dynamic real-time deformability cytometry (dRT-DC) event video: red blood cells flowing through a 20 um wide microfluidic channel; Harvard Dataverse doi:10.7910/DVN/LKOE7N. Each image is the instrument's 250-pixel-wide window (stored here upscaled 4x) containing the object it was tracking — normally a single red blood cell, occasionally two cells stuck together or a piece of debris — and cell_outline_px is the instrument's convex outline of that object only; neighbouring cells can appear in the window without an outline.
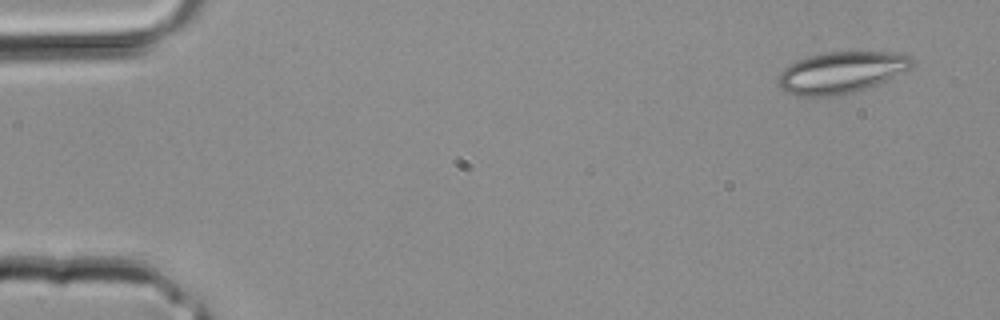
{"species": "common noctule bat (a hibernating species)", "species_latin": "Nyctalus noctula", "temperature_condition": "room temperature", "stored_images_in_passage": 4, "segment_of_instrument_passage": [1, 2], "camera_frame_rate_fps": 3000, "um_per_image_px": 0.085, "animal": {"sex": "male", "body_mass_g": 20.4}, "frame": {"image": 1, "passage_image": 1, "time_ms": 0.0, "image_size_px": [1000, 320], "cell_outline_px": [[916, 64], [912, 68], [888, 80], [852, 92], [836, 96], [796, 96], [784, 92], [780, 88], [776, 80], [776, 76], [788, 64], [796, 60], [808, 56], [828, 52], [888, 52], [912, 56], [916, 60]], "centroid_in_image_um": [71.49, 6.16], "position_along_channel_um": 13.5, "area_um2": 32.83}}